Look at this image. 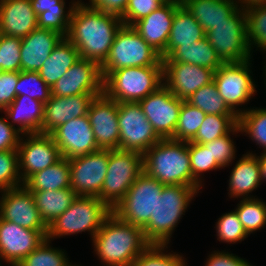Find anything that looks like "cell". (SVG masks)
I'll return each mask as SVG.
<instances>
[{"mask_svg":"<svg viewBox=\"0 0 266 266\" xmlns=\"http://www.w3.org/2000/svg\"><path fill=\"white\" fill-rule=\"evenodd\" d=\"M122 25L121 17L91 8L79 0L73 9L66 38L76 46L80 58L101 66Z\"/></svg>","mask_w":266,"mask_h":266,"instance_id":"obj_1","label":"cell"},{"mask_svg":"<svg viewBox=\"0 0 266 266\" xmlns=\"http://www.w3.org/2000/svg\"><path fill=\"white\" fill-rule=\"evenodd\" d=\"M94 253L104 266H131L150 245L143 229L112 213L92 239Z\"/></svg>","mask_w":266,"mask_h":266,"instance_id":"obj_2","label":"cell"},{"mask_svg":"<svg viewBox=\"0 0 266 266\" xmlns=\"http://www.w3.org/2000/svg\"><path fill=\"white\" fill-rule=\"evenodd\" d=\"M144 172L163 185H185L201 190L193 179L188 142L161 139L143 154Z\"/></svg>","mask_w":266,"mask_h":266,"instance_id":"obj_3","label":"cell"},{"mask_svg":"<svg viewBox=\"0 0 266 266\" xmlns=\"http://www.w3.org/2000/svg\"><path fill=\"white\" fill-rule=\"evenodd\" d=\"M199 192L191 186L164 185L156 198L154 214L142 228L145 239L150 244L168 245L182 215Z\"/></svg>","mask_w":266,"mask_h":266,"instance_id":"obj_4","label":"cell"},{"mask_svg":"<svg viewBox=\"0 0 266 266\" xmlns=\"http://www.w3.org/2000/svg\"><path fill=\"white\" fill-rule=\"evenodd\" d=\"M112 213V209L98 197L77 196L69 208L48 226L47 239L52 241L87 231L92 240Z\"/></svg>","mask_w":266,"mask_h":266,"instance_id":"obj_5","label":"cell"},{"mask_svg":"<svg viewBox=\"0 0 266 266\" xmlns=\"http://www.w3.org/2000/svg\"><path fill=\"white\" fill-rule=\"evenodd\" d=\"M163 85V66L124 67L103 80V93L118 103H138Z\"/></svg>","mask_w":266,"mask_h":266,"instance_id":"obj_6","label":"cell"},{"mask_svg":"<svg viewBox=\"0 0 266 266\" xmlns=\"http://www.w3.org/2000/svg\"><path fill=\"white\" fill-rule=\"evenodd\" d=\"M163 66L161 55L132 27L122 25L105 62L101 65L103 80L113 71L124 67Z\"/></svg>","mask_w":266,"mask_h":266,"instance_id":"obj_7","label":"cell"},{"mask_svg":"<svg viewBox=\"0 0 266 266\" xmlns=\"http://www.w3.org/2000/svg\"><path fill=\"white\" fill-rule=\"evenodd\" d=\"M143 171L142 153L109 150L107 173L98 198L113 210Z\"/></svg>","mask_w":266,"mask_h":266,"instance_id":"obj_8","label":"cell"},{"mask_svg":"<svg viewBox=\"0 0 266 266\" xmlns=\"http://www.w3.org/2000/svg\"><path fill=\"white\" fill-rule=\"evenodd\" d=\"M251 62L249 59L243 62L223 63L214 72L213 81L219 95L238 116L248 110L239 107L248 103L255 92L257 93L255 80L251 75Z\"/></svg>","mask_w":266,"mask_h":266,"instance_id":"obj_9","label":"cell"},{"mask_svg":"<svg viewBox=\"0 0 266 266\" xmlns=\"http://www.w3.org/2000/svg\"><path fill=\"white\" fill-rule=\"evenodd\" d=\"M163 186L143 171L112 212L120 220L143 228L155 212L156 198Z\"/></svg>","mask_w":266,"mask_h":266,"instance_id":"obj_10","label":"cell"},{"mask_svg":"<svg viewBox=\"0 0 266 266\" xmlns=\"http://www.w3.org/2000/svg\"><path fill=\"white\" fill-rule=\"evenodd\" d=\"M224 63L252 59L246 37L245 11L240 9L229 22L215 25L205 36Z\"/></svg>","mask_w":266,"mask_h":266,"instance_id":"obj_11","label":"cell"},{"mask_svg":"<svg viewBox=\"0 0 266 266\" xmlns=\"http://www.w3.org/2000/svg\"><path fill=\"white\" fill-rule=\"evenodd\" d=\"M119 149L144 154L161 138L147 120L139 103H118Z\"/></svg>","mask_w":266,"mask_h":266,"instance_id":"obj_12","label":"cell"},{"mask_svg":"<svg viewBox=\"0 0 266 266\" xmlns=\"http://www.w3.org/2000/svg\"><path fill=\"white\" fill-rule=\"evenodd\" d=\"M109 150L99 149L69 159L70 188L77 196L98 197L106 177Z\"/></svg>","mask_w":266,"mask_h":266,"instance_id":"obj_13","label":"cell"},{"mask_svg":"<svg viewBox=\"0 0 266 266\" xmlns=\"http://www.w3.org/2000/svg\"><path fill=\"white\" fill-rule=\"evenodd\" d=\"M22 136L17 152L19 174L24 183L31 175L54 165L63 157L50 134L31 133Z\"/></svg>","mask_w":266,"mask_h":266,"instance_id":"obj_14","label":"cell"},{"mask_svg":"<svg viewBox=\"0 0 266 266\" xmlns=\"http://www.w3.org/2000/svg\"><path fill=\"white\" fill-rule=\"evenodd\" d=\"M138 103L156 134L161 139L174 140L183 100L175 97L163 84Z\"/></svg>","mask_w":266,"mask_h":266,"instance_id":"obj_15","label":"cell"},{"mask_svg":"<svg viewBox=\"0 0 266 266\" xmlns=\"http://www.w3.org/2000/svg\"><path fill=\"white\" fill-rule=\"evenodd\" d=\"M0 218L30 230H48L34 195L24 185L0 191Z\"/></svg>","mask_w":266,"mask_h":266,"instance_id":"obj_16","label":"cell"},{"mask_svg":"<svg viewBox=\"0 0 266 266\" xmlns=\"http://www.w3.org/2000/svg\"><path fill=\"white\" fill-rule=\"evenodd\" d=\"M53 96L103 94L101 66L95 61L80 58L51 87Z\"/></svg>","mask_w":266,"mask_h":266,"instance_id":"obj_17","label":"cell"},{"mask_svg":"<svg viewBox=\"0 0 266 266\" xmlns=\"http://www.w3.org/2000/svg\"><path fill=\"white\" fill-rule=\"evenodd\" d=\"M163 84L179 99L187 100L213 82L214 70L184 62L162 61Z\"/></svg>","mask_w":266,"mask_h":266,"instance_id":"obj_18","label":"cell"},{"mask_svg":"<svg viewBox=\"0 0 266 266\" xmlns=\"http://www.w3.org/2000/svg\"><path fill=\"white\" fill-rule=\"evenodd\" d=\"M48 230H30L0 218V255L9 266L18 263L47 238Z\"/></svg>","mask_w":266,"mask_h":266,"instance_id":"obj_19","label":"cell"},{"mask_svg":"<svg viewBox=\"0 0 266 266\" xmlns=\"http://www.w3.org/2000/svg\"><path fill=\"white\" fill-rule=\"evenodd\" d=\"M87 115L98 148L119 149L118 102L103 93L91 101Z\"/></svg>","mask_w":266,"mask_h":266,"instance_id":"obj_20","label":"cell"},{"mask_svg":"<svg viewBox=\"0 0 266 266\" xmlns=\"http://www.w3.org/2000/svg\"><path fill=\"white\" fill-rule=\"evenodd\" d=\"M62 157L71 159L99 150L88 115L73 118L50 133Z\"/></svg>","mask_w":266,"mask_h":266,"instance_id":"obj_21","label":"cell"},{"mask_svg":"<svg viewBox=\"0 0 266 266\" xmlns=\"http://www.w3.org/2000/svg\"><path fill=\"white\" fill-rule=\"evenodd\" d=\"M101 94H79L74 96H51L44 104L42 134H50L60 125L85 116L91 101Z\"/></svg>","mask_w":266,"mask_h":266,"instance_id":"obj_22","label":"cell"},{"mask_svg":"<svg viewBox=\"0 0 266 266\" xmlns=\"http://www.w3.org/2000/svg\"><path fill=\"white\" fill-rule=\"evenodd\" d=\"M180 2L170 1L161 5L145 18L137 21L132 27L160 55L166 57V47L172 27L176 8Z\"/></svg>","mask_w":266,"mask_h":266,"instance_id":"obj_23","label":"cell"},{"mask_svg":"<svg viewBox=\"0 0 266 266\" xmlns=\"http://www.w3.org/2000/svg\"><path fill=\"white\" fill-rule=\"evenodd\" d=\"M64 36L56 31L36 28L21 38V71L39 72L43 63Z\"/></svg>","mask_w":266,"mask_h":266,"instance_id":"obj_24","label":"cell"},{"mask_svg":"<svg viewBox=\"0 0 266 266\" xmlns=\"http://www.w3.org/2000/svg\"><path fill=\"white\" fill-rule=\"evenodd\" d=\"M38 28V16L30 0H0V34L26 37Z\"/></svg>","mask_w":266,"mask_h":266,"instance_id":"obj_25","label":"cell"},{"mask_svg":"<svg viewBox=\"0 0 266 266\" xmlns=\"http://www.w3.org/2000/svg\"><path fill=\"white\" fill-rule=\"evenodd\" d=\"M228 184L230 198L252 199V193L262 184L258 156L247 152L232 167Z\"/></svg>","mask_w":266,"mask_h":266,"instance_id":"obj_26","label":"cell"},{"mask_svg":"<svg viewBox=\"0 0 266 266\" xmlns=\"http://www.w3.org/2000/svg\"><path fill=\"white\" fill-rule=\"evenodd\" d=\"M181 4L201 25L205 34L215 25L229 22L241 9L232 0H184Z\"/></svg>","mask_w":266,"mask_h":266,"instance_id":"obj_27","label":"cell"},{"mask_svg":"<svg viewBox=\"0 0 266 266\" xmlns=\"http://www.w3.org/2000/svg\"><path fill=\"white\" fill-rule=\"evenodd\" d=\"M3 113L8 122L22 135L42 131L44 104L36 99L25 95L16 96Z\"/></svg>","mask_w":266,"mask_h":266,"instance_id":"obj_28","label":"cell"},{"mask_svg":"<svg viewBox=\"0 0 266 266\" xmlns=\"http://www.w3.org/2000/svg\"><path fill=\"white\" fill-rule=\"evenodd\" d=\"M206 34L201 25L180 4L174 13L172 27L166 47V57H168L178 46L192 45L195 41L205 38Z\"/></svg>","mask_w":266,"mask_h":266,"instance_id":"obj_29","label":"cell"},{"mask_svg":"<svg viewBox=\"0 0 266 266\" xmlns=\"http://www.w3.org/2000/svg\"><path fill=\"white\" fill-rule=\"evenodd\" d=\"M79 59L76 46L64 37L43 63L39 70L40 77L52 87Z\"/></svg>","mask_w":266,"mask_h":266,"instance_id":"obj_30","label":"cell"},{"mask_svg":"<svg viewBox=\"0 0 266 266\" xmlns=\"http://www.w3.org/2000/svg\"><path fill=\"white\" fill-rule=\"evenodd\" d=\"M162 61L190 63L213 69L214 71L224 63L206 37L200 41H195L192 45L178 46L168 57L163 58Z\"/></svg>","mask_w":266,"mask_h":266,"instance_id":"obj_31","label":"cell"},{"mask_svg":"<svg viewBox=\"0 0 266 266\" xmlns=\"http://www.w3.org/2000/svg\"><path fill=\"white\" fill-rule=\"evenodd\" d=\"M23 185L29 191L60 190L70 188L69 159L62 158L54 165L31 175Z\"/></svg>","mask_w":266,"mask_h":266,"instance_id":"obj_32","label":"cell"},{"mask_svg":"<svg viewBox=\"0 0 266 266\" xmlns=\"http://www.w3.org/2000/svg\"><path fill=\"white\" fill-rule=\"evenodd\" d=\"M31 192L40 217L47 226L63 214L77 197L71 188Z\"/></svg>","mask_w":266,"mask_h":266,"instance_id":"obj_33","label":"cell"},{"mask_svg":"<svg viewBox=\"0 0 266 266\" xmlns=\"http://www.w3.org/2000/svg\"><path fill=\"white\" fill-rule=\"evenodd\" d=\"M237 124L238 115L206 114L195 137L190 142L209 143L228 134Z\"/></svg>","mask_w":266,"mask_h":266,"instance_id":"obj_34","label":"cell"},{"mask_svg":"<svg viewBox=\"0 0 266 266\" xmlns=\"http://www.w3.org/2000/svg\"><path fill=\"white\" fill-rule=\"evenodd\" d=\"M238 125L240 133L247 134L266 153V108H248L238 116Z\"/></svg>","mask_w":266,"mask_h":266,"instance_id":"obj_35","label":"cell"},{"mask_svg":"<svg viewBox=\"0 0 266 266\" xmlns=\"http://www.w3.org/2000/svg\"><path fill=\"white\" fill-rule=\"evenodd\" d=\"M186 101L205 114L236 115L219 95L214 81L199 88Z\"/></svg>","mask_w":266,"mask_h":266,"instance_id":"obj_36","label":"cell"},{"mask_svg":"<svg viewBox=\"0 0 266 266\" xmlns=\"http://www.w3.org/2000/svg\"><path fill=\"white\" fill-rule=\"evenodd\" d=\"M235 211L248 235L266 225V202L259 198L241 199Z\"/></svg>","mask_w":266,"mask_h":266,"instance_id":"obj_37","label":"cell"},{"mask_svg":"<svg viewBox=\"0 0 266 266\" xmlns=\"http://www.w3.org/2000/svg\"><path fill=\"white\" fill-rule=\"evenodd\" d=\"M246 37L253 53L254 47L266 54V5L245 10Z\"/></svg>","mask_w":266,"mask_h":266,"instance_id":"obj_38","label":"cell"},{"mask_svg":"<svg viewBox=\"0 0 266 266\" xmlns=\"http://www.w3.org/2000/svg\"><path fill=\"white\" fill-rule=\"evenodd\" d=\"M205 116L206 114L201 109L183 100L178 123L174 131V140L190 142L195 137Z\"/></svg>","mask_w":266,"mask_h":266,"instance_id":"obj_39","label":"cell"},{"mask_svg":"<svg viewBox=\"0 0 266 266\" xmlns=\"http://www.w3.org/2000/svg\"><path fill=\"white\" fill-rule=\"evenodd\" d=\"M51 242L46 238L17 266H71L72 263L68 260L66 252L63 249L52 247Z\"/></svg>","mask_w":266,"mask_h":266,"instance_id":"obj_40","label":"cell"},{"mask_svg":"<svg viewBox=\"0 0 266 266\" xmlns=\"http://www.w3.org/2000/svg\"><path fill=\"white\" fill-rule=\"evenodd\" d=\"M167 248L168 245L150 244L131 266H187L182 255L165 251Z\"/></svg>","mask_w":266,"mask_h":266,"instance_id":"obj_41","label":"cell"},{"mask_svg":"<svg viewBox=\"0 0 266 266\" xmlns=\"http://www.w3.org/2000/svg\"><path fill=\"white\" fill-rule=\"evenodd\" d=\"M15 91L16 96H29L43 104L52 96L51 87L40 77L39 72L19 71Z\"/></svg>","mask_w":266,"mask_h":266,"instance_id":"obj_42","label":"cell"},{"mask_svg":"<svg viewBox=\"0 0 266 266\" xmlns=\"http://www.w3.org/2000/svg\"><path fill=\"white\" fill-rule=\"evenodd\" d=\"M188 151L190 155L192 177L201 187L204 181V179H202L204 178L202 174L210 170L223 168L214 157H212L210 149H207L204 144L188 142Z\"/></svg>","mask_w":266,"mask_h":266,"instance_id":"obj_43","label":"cell"},{"mask_svg":"<svg viewBox=\"0 0 266 266\" xmlns=\"http://www.w3.org/2000/svg\"><path fill=\"white\" fill-rule=\"evenodd\" d=\"M216 236L219 242L235 244L248 238L235 210L225 213L216 222Z\"/></svg>","mask_w":266,"mask_h":266,"instance_id":"obj_44","label":"cell"},{"mask_svg":"<svg viewBox=\"0 0 266 266\" xmlns=\"http://www.w3.org/2000/svg\"><path fill=\"white\" fill-rule=\"evenodd\" d=\"M22 185L17 150L0 151V191Z\"/></svg>","mask_w":266,"mask_h":266,"instance_id":"obj_45","label":"cell"},{"mask_svg":"<svg viewBox=\"0 0 266 266\" xmlns=\"http://www.w3.org/2000/svg\"><path fill=\"white\" fill-rule=\"evenodd\" d=\"M240 132L239 125L237 124L228 134L217 138L209 143H204L207 149H210L212 157L224 168L229 166L235 160L236 157V147L231 139L232 135Z\"/></svg>","mask_w":266,"mask_h":266,"instance_id":"obj_46","label":"cell"},{"mask_svg":"<svg viewBox=\"0 0 266 266\" xmlns=\"http://www.w3.org/2000/svg\"><path fill=\"white\" fill-rule=\"evenodd\" d=\"M21 38L0 34V66L3 71H21Z\"/></svg>","mask_w":266,"mask_h":266,"instance_id":"obj_47","label":"cell"},{"mask_svg":"<svg viewBox=\"0 0 266 266\" xmlns=\"http://www.w3.org/2000/svg\"><path fill=\"white\" fill-rule=\"evenodd\" d=\"M170 0H129L125 13L121 16L124 25L133 26L137 21L145 18L161 5Z\"/></svg>","mask_w":266,"mask_h":266,"instance_id":"obj_48","label":"cell"},{"mask_svg":"<svg viewBox=\"0 0 266 266\" xmlns=\"http://www.w3.org/2000/svg\"><path fill=\"white\" fill-rule=\"evenodd\" d=\"M73 9H51L38 15V28L56 31L66 37Z\"/></svg>","mask_w":266,"mask_h":266,"instance_id":"obj_49","label":"cell"},{"mask_svg":"<svg viewBox=\"0 0 266 266\" xmlns=\"http://www.w3.org/2000/svg\"><path fill=\"white\" fill-rule=\"evenodd\" d=\"M18 72L3 71L0 74V113L15 99Z\"/></svg>","mask_w":266,"mask_h":266,"instance_id":"obj_50","label":"cell"},{"mask_svg":"<svg viewBox=\"0 0 266 266\" xmlns=\"http://www.w3.org/2000/svg\"><path fill=\"white\" fill-rule=\"evenodd\" d=\"M21 136L6 117H0V151L17 150Z\"/></svg>","mask_w":266,"mask_h":266,"instance_id":"obj_51","label":"cell"},{"mask_svg":"<svg viewBox=\"0 0 266 266\" xmlns=\"http://www.w3.org/2000/svg\"><path fill=\"white\" fill-rule=\"evenodd\" d=\"M205 266H253L246 259L240 258L233 253L222 251H214L208 255Z\"/></svg>","mask_w":266,"mask_h":266,"instance_id":"obj_52","label":"cell"},{"mask_svg":"<svg viewBox=\"0 0 266 266\" xmlns=\"http://www.w3.org/2000/svg\"><path fill=\"white\" fill-rule=\"evenodd\" d=\"M129 0H89L85 4L91 8L121 17L127 8Z\"/></svg>","mask_w":266,"mask_h":266,"instance_id":"obj_53","label":"cell"},{"mask_svg":"<svg viewBox=\"0 0 266 266\" xmlns=\"http://www.w3.org/2000/svg\"><path fill=\"white\" fill-rule=\"evenodd\" d=\"M78 1L79 0H73V2L71 1L69 8H66L65 0H30V3L36 15L38 16L42 12H47L51 9H74Z\"/></svg>","mask_w":266,"mask_h":266,"instance_id":"obj_54","label":"cell"},{"mask_svg":"<svg viewBox=\"0 0 266 266\" xmlns=\"http://www.w3.org/2000/svg\"><path fill=\"white\" fill-rule=\"evenodd\" d=\"M236 2L244 11L256 6L266 5V0H236Z\"/></svg>","mask_w":266,"mask_h":266,"instance_id":"obj_55","label":"cell"},{"mask_svg":"<svg viewBox=\"0 0 266 266\" xmlns=\"http://www.w3.org/2000/svg\"><path fill=\"white\" fill-rule=\"evenodd\" d=\"M258 161L260 164V179L261 182H266V153L258 155Z\"/></svg>","mask_w":266,"mask_h":266,"instance_id":"obj_56","label":"cell"},{"mask_svg":"<svg viewBox=\"0 0 266 266\" xmlns=\"http://www.w3.org/2000/svg\"><path fill=\"white\" fill-rule=\"evenodd\" d=\"M264 63H266V62H264ZM264 68H265V70L263 71V74L265 73V74H264V76H265L264 79H265V78H266V64L264 65ZM265 81H266V79L264 80V82H265ZM265 85H266V82H265Z\"/></svg>","mask_w":266,"mask_h":266,"instance_id":"obj_57","label":"cell"},{"mask_svg":"<svg viewBox=\"0 0 266 266\" xmlns=\"http://www.w3.org/2000/svg\"><path fill=\"white\" fill-rule=\"evenodd\" d=\"M170 1H177V2L182 3L184 0H170Z\"/></svg>","mask_w":266,"mask_h":266,"instance_id":"obj_58","label":"cell"},{"mask_svg":"<svg viewBox=\"0 0 266 266\" xmlns=\"http://www.w3.org/2000/svg\"><path fill=\"white\" fill-rule=\"evenodd\" d=\"M1 262H4V260L2 259L1 255H0V266H2Z\"/></svg>","mask_w":266,"mask_h":266,"instance_id":"obj_59","label":"cell"},{"mask_svg":"<svg viewBox=\"0 0 266 266\" xmlns=\"http://www.w3.org/2000/svg\"><path fill=\"white\" fill-rule=\"evenodd\" d=\"M3 72V69H2V67L0 66V74Z\"/></svg>","mask_w":266,"mask_h":266,"instance_id":"obj_60","label":"cell"}]
</instances>
